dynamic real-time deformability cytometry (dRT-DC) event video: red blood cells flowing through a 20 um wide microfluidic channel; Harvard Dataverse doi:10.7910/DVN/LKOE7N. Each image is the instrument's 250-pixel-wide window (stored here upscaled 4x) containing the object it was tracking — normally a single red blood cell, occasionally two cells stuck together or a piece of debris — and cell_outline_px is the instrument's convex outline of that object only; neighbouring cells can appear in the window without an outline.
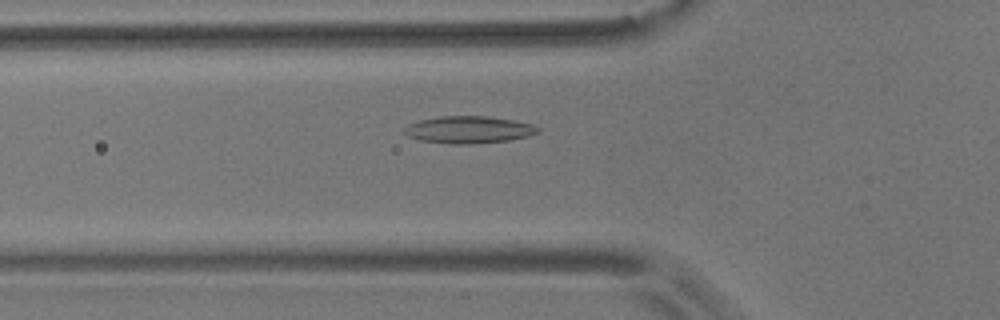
{"species": "common noctule bat (a hibernating species)", "species_latin": "Nyctalus noctula", "temperature_condition": "room temperature", "stored_images_in_passage": 48, "camera_frame_rate_fps": 3000, "um_per_image_px": 0.085, "animal": {"sex": "male", "body_mass_g": 17.9}, "frame": {"image": 1, "passage_image": 12, "time_ms": 3.667, "image_size_px": [1000, 320], "cell_outline_px": [[540, 132], [528, 136], [508, 140], [468, 144], [448, 144], [420, 140], [408, 136], [400, 128], [416, 120], [440, 116], [488, 116], [512, 120], [532, 124], [540, 128]], "centroid_in_image_um": [39.78, 11.02], "position_along_channel_um": 86.0, "area_um2": 21.33}}
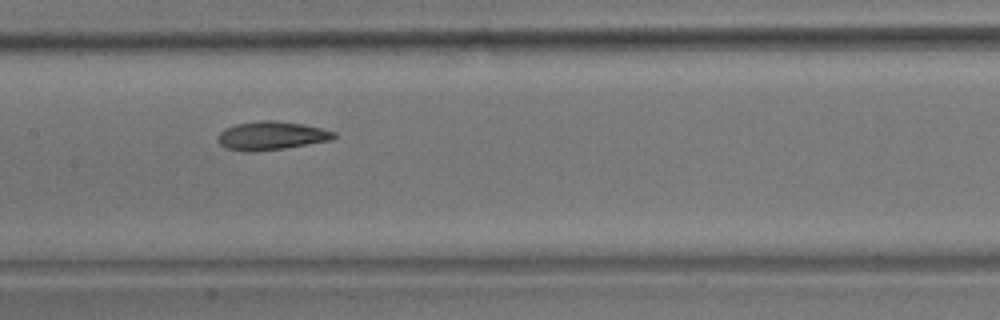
{"frame": {"image": 2, "passage_image": 20, "time_ms": 6.333, "image_size_px": [1000, 320], "cell_outline_px": [[336, 136], [332, 140], [284, 148], [256, 152], [244, 152], [224, 148], [216, 140], [216, 136], [224, 128], [236, 124], [260, 120], [276, 120], [304, 124], [336, 132]], "centroid_in_image_um": [23.01, 11.54], "position_along_channel_um": 184.4, "area_um2": 19.59}}
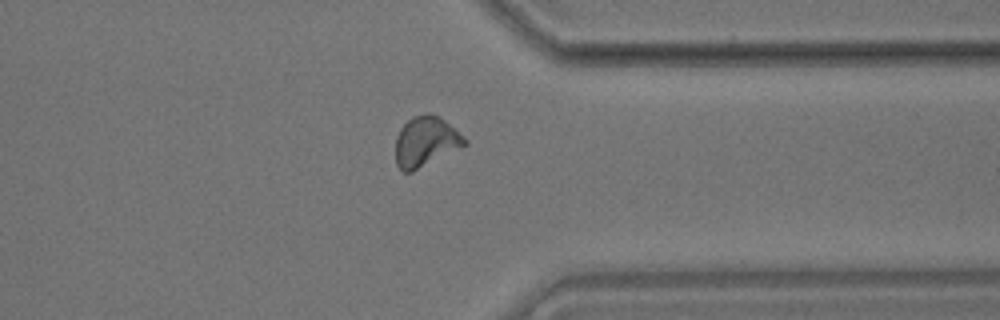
{"frame": {"image": 3, "passage_image": 36, "time_ms": 11.667, "image_size_px": [1000, 320], "cell_outline_px": [[468, 144], [412, 172], [404, 172], [396, 164], [396, 136], [400, 128], [412, 116], [428, 112], [440, 116], [464, 136], [468, 140]], "centroid_in_image_um": [36.19, 12.01], "position_along_channel_um": 375.2, "area_um2": 20.29}, "authors_computed_cell_mechanics": {"area_um2": 19.363, "velocity_mm_per_s": 3.6573, "shape_relaxation_time_tau1_ms": 8.3823, "shape_relaxation_time_tau2_ms": 2.6413, "deformation_change_tau1": 0.2122, "deformation_change_tau2": 0.0822}}